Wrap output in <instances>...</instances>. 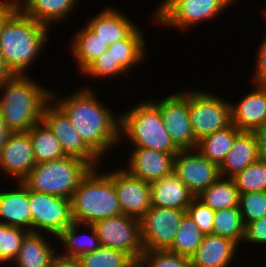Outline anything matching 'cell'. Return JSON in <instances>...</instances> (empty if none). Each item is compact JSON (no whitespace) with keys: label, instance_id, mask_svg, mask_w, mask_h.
<instances>
[{"label":"cell","instance_id":"obj_48","mask_svg":"<svg viewBox=\"0 0 266 267\" xmlns=\"http://www.w3.org/2000/svg\"><path fill=\"white\" fill-rule=\"evenodd\" d=\"M17 10H20L29 0H8Z\"/></svg>","mask_w":266,"mask_h":267},{"label":"cell","instance_id":"obj_32","mask_svg":"<svg viewBox=\"0 0 266 267\" xmlns=\"http://www.w3.org/2000/svg\"><path fill=\"white\" fill-rule=\"evenodd\" d=\"M244 233L245 224L243 222L239 207L215 211L213 219V234L234 241L241 250Z\"/></svg>","mask_w":266,"mask_h":267},{"label":"cell","instance_id":"obj_14","mask_svg":"<svg viewBox=\"0 0 266 267\" xmlns=\"http://www.w3.org/2000/svg\"><path fill=\"white\" fill-rule=\"evenodd\" d=\"M173 172L195 197L220 177L219 166L197 149L180 150L174 157Z\"/></svg>","mask_w":266,"mask_h":267},{"label":"cell","instance_id":"obj_36","mask_svg":"<svg viewBox=\"0 0 266 267\" xmlns=\"http://www.w3.org/2000/svg\"><path fill=\"white\" fill-rule=\"evenodd\" d=\"M81 75L90 78L102 79H118L128 73L114 60L111 53L107 50L104 54H101L96 60H94L82 73Z\"/></svg>","mask_w":266,"mask_h":267},{"label":"cell","instance_id":"obj_9","mask_svg":"<svg viewBox=\"0 0 266 267\" xmlns=\"http://www.w3.org/2000/svg\"><path fill=\"white\" fill-rule=\"evenodd\" d=\"M149 99L159 108L163 124L180 150L196 149L198 141L192 130L188 107V88L177 90L158 100ZM156 99V100H155Z\"/></svg>","mask_w":266,"mask_h":267},{"label":"cell","instance_id":"obj_8","mask_svg":"<svg viewBox=\"0 0 266 267\" xmlns=\"http://www.w3.org/2000/svg\"><path fill=\"white\" fill-rule=\"evenodd\" d=\"M197 89V90H196ZM188 88V107L195 139L223 130L232 124L230 100L205 89Z\"/></svg>","mask_w":266,"mask_h":267},{"label":"cell","instance_id":"obj_19","mask_svg":"<svg viewBox=\"0 0 266 267\" xmlns=\"http://www.w3.org/2000/svg\"><path fill=\"white\" fill-rule=\"evenodd\" d=\"M121 11L117 7L106 6L95 16H90L88 21L86 18L85 24L110 46L125 39L138 26L129 15Z\"/></svg>","mask_w":266,"mask_h":267},{"label":"cell","instance_id":"obj_26","mask_svg":"<svg viewBox=\"0 0 266 267\" xmlns=\"http://www.w3.org/2000/svg\"><path fill=\"white\" fill-rule=\"evenodd\" d=\"M72 39L69 49L79 74L109 48L86 24L74 32Z\"/></svg>","mask_w":266,"mask_h":267},{"label":"cell","instance_id":"obj_22","mask_svg":"<svg viewBox=\"0 0 266 267\" xmlns=\"http://www.w3.org/2000/svg\"><path fill=\"white\" fill-rule=\"evenodd\" d=\"M46 235L45 233L29 232L12 265L14 264V267H49L52 258L60 248H57L58 244H54L57 242L51 244L52 238L55 241L56 237Z\"/></svg>","mask_w":266,"mask_h":267},{"label":"cell","instance_id":"obj_27","mask_svg":"<svg viewBox=\"0 0 266 267\" xmlns=\"http://www.w3.org/2000/svg\"><path fill=\"white\" fill-rule=\"evenodd\" d=\"M78 3V0H29L20 10L51 29L72 15Z\"/></svg>","mask_w":266,"mask_h":267},{"label":"cell","instance_id":"obj_33","mask_svg":"<svg viewBox=\"0 0 266 267\" xmlns=\"http://www.w3.org/2000/svg\"><path fill=\"white\" fill-rule=\"evenodd\" d=\"M204 234L186 213L177 229L172 245L168 251L191 257L202 243Z\"/></svg>","mask_w":266,"mask_h":267},{"label":"cell","instance_id":"obj_51","mask_svg":"<svg viewBox=\"0 0 266 267\" xmlns=\"http://www.w3.org/2000/svg\"><path fill=\"white\" fill-rule=\"evenodd\" d=\"M263 11H264L263 13H264L265 18H266V9L265 10L263 9ZM265 37H266V35H265Z\"/></svg>","mask_w":266,"mask_h":267},{"label":"cell","instance_id":"obj_18","mask_svg":"<svg viewBox=\"0 0 266 267\" xmlns=\"http://www.w3.org/2000/svg\"><path fill=\"white\" fill-rule=\"evenodd\" d=\"M254 89L230 101L231 122L240 131L253 132L266 122V86L254 84ZM233 103V104H232Z\"/></svg>","mask_w":266,"mask_h":267},{"label":"cell","instance_id":"obj_50","mask_svg":"<svg viewBox=\"0 0 266 267\" xmlns=\"http://www.w3.org/2000/svg\"><path fill=\"white\" fill-rule=\"evenodd\" d=\"M8 225L4 224L3 222H0V246H1V232L4 231V229L7 227Z\"/></svg>","mask_w":266,"mask_h":267},{"label":"cell","instance_id":"obj_38","mask_svg":"<svg viewBox=\"0 0 266 267\" xmlns=\"http://www.w3.org/2000/svg\"><path fill=\"white\" fill-rule=\"evenodd\" d=\"M139 261L144 267H192L190 257L168 250H144Z\"/></svg>","mask_w":266,"mask_h":267},{"label":"cell","instance_id":"obj_12","mask_svg":"<svg viewBox=\"0 0 266 267\" xmlns=\"http://www.w3.org/2000/svg\"><path fill=\"white\" fill-rule=\"evenodd\" d=\"M186 210L151 206L140 218L144 250H167L173 243Z\"/></svg>","mask_w":266,"mask_h":267},{"label":"cell","instance_id":"obj_39","mask_svg":"<svg viewBox=\"0 0 266 267\" xmlns=\"http://www.w3.org/2000/svg\"><path fill=\"white\" fill-rule=\"evenodd\" d=\"M239 210L244 224L266 216V192L240 194Z\"/></svg>","mask_w":266,"mask_h":267},{"label":"cell","instance_id":"obj_31","mask_svg":"<svg viewBox=\"0 0 266 267\" xmlns=\"http://www.w3.org/2000/svg\"><path fill=\"white\" fill-rule=\"evenodd\" d=\"M196 197L205 205L217 211L239 207L240 192L232 178L219 177Z\"/></svg>","mask_w":266,"mask_h":267},{"label":"cell","instance_id":"obj_45","mask_svg":"<svg viewBox=\"0 0 266 267\" xmlns=\"http://www.w3.org/2000/svg\"><path fill=\"white\" fill-rule=\"evenodd\" d=\"M16 10L8 0H0V31L4 23Z\"/></svg>","mask_w":266,"mask_h":267},{"label":"cell","instance_id":"obj_3","mask_svg":"<svg viewBox=\"0 0 266 267\" xmlns=\"http://www.w3.org/2000/svg\"><path fill=\"white\" fill-rule=\"evenodd\" d=\"M51 29L16 10L0 31V51L14 75H29L40 57Z\"/></svg>","mask_w":266,"mask_h":267},{"label":"cell","instance_id":"obj_24","mask_svg":"<svg viewBox=\"0 0 266 267\" xmlns=\"http://www.w3.org/2000/svg\"><path fill=\"white\" fill-rule=\"evenodd\" d=\"M261 158L253 132L242 131L219 166L220 177L232 178Z\"/></svg>","mask_w":266,"mask_h":267},{"label":"cell","instance_id":"obj_35","mask_svg":"<svg viewBox=\"0 0 266 267\" xmlns=\"http://www.w3.org/2000/svg\"><path fill=\"white\" fill-rule=\"evenodd\" d=\"M232 179L240 194L266 192V159L251 163Z\"/></svg>","mask_w":266,"mask_h":267},{"label":"cell","instance_id":"obj_46","mask_svg":"<svg viewBox=\"0 0 266 267\" xmlns=\"http://www.w3.org/2000/svg\"><path fill=\"white\" fill-rule=\"evenodd\" d=\"M14 74L7 67L4 57L0 51V83L5 82L8 79H11Z\"/></svg>","mask_w":266,"mask_h":267},{"label":"cell","instance_id":"obj_23","mask_svg":"<svg viewBox=\"0 0 266 267\" xmlns=\"http://www.w3.org/2000/svg\"><path fill=\"white\" fill-rule=\"evenodd\" d=\"M151 206L186 210L194 194L173 172L169 176L150 183Z\"/></svg>","mask_w":266,"mask_h":267},{"label":"cell","instance_id":"obj_21","mask_svg":"<svg viewBox=\"0 0 266 267\" xmlns=\"http://www.w3.org/2000/svg\"><path fill=\"white\" fill-rule=\"evenodd\" d=\"M238 248V245L228 238L213 233L204 235L202 243L190 257L191 266L229 267L237 258Z\"/></svg>","mask_w":266,"mask_h":267},{"label":"cell","instance_id":"obj_17","mask_svg":"<svg viewBox=\"0 0 266 267\" xmlns=\"http://www.w3.org/2000/svg\"><path fill=\"white\" fill-rule=\"evenodd\" d=\"M123 167L131 175L147 183L158 181L173 173L176 154L164 153L150 148H132Z\"/></svg>","mask_w":266,"mask_h":267},{"label":"cell","instance_id":"obj_11","mask_svg":"<svg viewBox=\"0 0 266 267\" xmlns=\"http://www.w3.org/2000/svg\"><path fill=\"white\" fill-rule=\"evenodd\" d=\"M103 247L114 248L129 254L135 261L144 251L138 218L120 214L92 223Z\"/></svg>","mask_w":266,"mask_h":267},{"label":"cell","instance_id":"obj_13","mask_svg":"<svg viewBox=\"0 0 266 267\" xmlns=\"http://www.w3.org/2000/svg\"><path fill=\"white\" fill-rule=\"evenodd\" d=\"M42 120L59 140L66 156L79 158L92 168L103 165L105 159L102 162V159L83 141L69 118L52 100L44 107Z\"/></svg>","mask_w":266,"mask_h":267},{"label":"cell","instance_id":"obj_20","mask_svg":"<svg viewBox=\"0 0 266 267\" xmlns=\"http://www.w3.org/2000/svg\"><path fill=\"white\" fill-rule=\"evenodd\" d=\"M14 183V189L0 190V222L32 232L29 189L21 181Z\"/></svg>","mask_w":266,"mask_h":267},{"label":"cell","instance_id":"obj_42","mask_svg":"<svg viewBox=\"0 0 266 267\" xmlns=\"http://www.w3.org/2000/svg\"><path fill=\"white\" fill-rule=\"evenodd\" d=\"M257 47L256 63L254 66L253 78L254 84L266 86V37L264 36L263 40Z\"/></svg>","mask_w":266,"mask_h":267},{"label":"cell","instance_id":"obj_4","mask_svg":"<svg viewBox=\"0 0 266 267\" xmlns=\"http://www.w3.org/2000/svg\"><path fill=\"white\" fill-rule=\"evenodd\" d=\"M119 116L120 143L125 138L131 148H150L169 154H177L180 151L163 124L159 108L149 97Z\"/></svg>","mask_w":266,"mask_h":267},{"label":"cell","instance_id":"obj_1","mask_svg":"<svg viewBox=\"0 0 266 267\" xmlns=\"http://www.w3.org/2000/svg\"><path fill=\"white\" fill-rule=\"evenodd\" d=\"M82 87L62 98L52 90L51 100L69 118L83 141L103 159L120 144V116L99 100L91 86Z\"/></svg>","mask_w":266,"mask_h":267},{"label":"cell","instance_id":"obj_16","mask_svg":"<svg viewBox=\"0 0 266 267\" xmlns=\"http://www.w3.org/2000/svg\"><path fill=\"white\" fill-rule=\"evenodd\" d=\"M36 161L28 132H11L0 151V170L13 181H22Z\"/></svg>","mask_w":266,"mask_h":267},{"label":"cell","instance_id":"obj_5","mask_svg":"<svg viewBox=\"0 0 266 267\" xmlns=\"http://www.w3.org/2000/svg\"><path fill=\"white\" fill-rule=\"evenodd\" d=\"M99 169L102 167L92 168L73 192L70 201L74 222L92 224L122 214L113 180Z\"/></svg>","mask_w":266,"mask_h":267},{"label":"cell","instance_id":"obj_2","mask_svg":"<svg viewBox=\"0 0 266 267\" xmlns=\"http://www.w3.org/2000/svg\"><path fill=\"white\" fill-rule=\"evenodd\" d=\"M29 75H14L0 83V115L11 132H27L42 120L51 91ZM4 91V92H3Z\"/></svg>","mask_w":266,"mask_h":267},{"label":"cell","instance_id":"obj_6","mask_svg":"<svg viewBox=\"0 0 266 267\" xmlns=\"http://www.w3.org/2000/svg\"><path fill=\"white\" fill-rule=\"evenodd\" d=\"M91 169L87 162L76 157L65 156L36 163L21 182L30 191L71 199L78 184Z\"/></svg>","mask_w":266,"mask_h":267},{"label":"cell","instance_id":"obj_34","mask_svg":"<svg viewBox=\"0 0 266 267\" xmlns=\"http://www.w3.org/2000/svg\"><path fill=\"white\" fill-rule=\"evenodd\" d=\"M80 267H129L135 260L126 252L101 246L78 258Z\"/></svg>","mask_w":266,"mask_h":267},{"label":"cell","instance_id":"obj_49","mask_svg":"<svg viewBox=\"0 0 266 267\" xmlns=\"http://www.w3.org/2000/svg\"><path fill=\"white\" fill-rule=\"evenodd\" d=\"M129 267H144L143 264L138 260L134 261Z\"/></svg>","mask_w":266,"mask_h":267},{"label":"cell","instance_id":"obj_41","mask_svg":"<svg viewBox=\"0 0 266 267\" xmlns=\"http://www.w3.org/2000/svg\"><path fill=\"white\" fill-rule=\"evenodd\" d=\"M243 243L266 246V216L245 224Z\"/></svg>","mask_w":266,"mask_h":267},{"label":"cell","instance_id":"obj_10","mask_svg":"<svg viewBox=\"0 0 266 267\" xmlns=\"http://www.w3.org/2000/svg\"><path fill=\"white\" fill-rule=\"evenodd\" d=\"M29 203L32 214V232L57 237L74 221L71 201L60 196L38 193L29 190Z\"/></svg>","mask_w":266,"mask_h":267},{"label":"cell","instance_id":"obj_40","mask_svg":"<svg viewBox=\"0 0 266 267\" xmlns=\"http://www.w3.org/2000/svg\"><path fill=\"white\" fill-rule=\"evenodd\" d=\"M186 213L196 223L204 235L213 233L215 211L195 197L186 209Z\"/></svg>","mask_w":266,"mask_h":267},{"label":"cell","instance_id":"obj_47","mask_svg":"<svg viewBox=\"0 0 266 267\" xmlns=\"http://www.w3.org/2000/svg\"><path fill=\"white\" fill-rule=\"evenodd\" d=\"M10 133L11 131L7 128L6 124L4 123L0 115V151Z\"/></svg>","mask_w":266,"mask_h":267},{"label":"cell","instance_id":"obj_25","mask_svg":"<svg viewBox=\"0 0 266 267\" xmlns=\"http://www.w3.org/2000/svg\"><path fill=\"white\" fill-rule=\"evenodd\" d=\"M56 239V242L58 241L60 246H63V248L57 252L61 255L74 258H79L102 246L92 224L73 222L70 226L65 228Z\"/></svg>","mask_w":266,"mask_h":267},{"label":"cell","instance_id":"obj_44","mask_svg":"<svg viewBox=\"0 0 266 267\" xmlns=\"http://www.w3.org/2000/svg\"><path fill=\"white\" fill-rule=\"evenodd\" d=\"M261 158L266 159V122L253 131Z\"/></svg>","mask_w":266,"mask_h":267},{"label":"cell","instance_id":"obj_28","mask_svg":"<svg viewBox=\"0 0 266 267\" xmlns=\"http://www.w3.org/2000/svg\"><path fill=\"white\" fill-rule=\"evenodd\" d=\"M145 30L137 26L125 39L109 46L108 51L115 61L129 74L132 69L146 60L148 46L144 39ZM146 57V58H145Z\"/></svg>","mask_w":266,"mask_h":267},{"label":"cell","instance_id":"obj_15","mask_svg":"<svg viewBox=\"0 0 266 267\" xmlns=\"http://www.w3.org/2000/svg\"><path fill=\"white\" fill-rule=\"evenodd\" d=\"M104 171L114 182L122 214L140 218L151 207L150 183L118 168Z\"/></svg>","mask_w":266,"mask_h":267},{"label":"cell","instance_id":"obj_37","mask_svg":"<svg viewBox=\"0 0 266 267\" xmlns=\"http://www.w3.org/2000/svg\"><path fill=\"white\" fill-rule=\"evenodd\" d=\"M29 233L26 229L7 226L1 232V246H0V266L9 265L16 258L18 251L22 245L23 240Z\"/></svg>","mask_w":266,"mask_h":267},{"label":"cell","instance_id":"obj_29","mask_svg":"<svg viewBox=\"0 0 266 267\" xmlns=\"http://www.w3.org/2000/svg\"><path fill=\"white\" fill-rule=\"evenodd\" d=\"M241 132L234 124H231L223 130L201 138L196 149L208 160L220 166Z\"/></svg>","mask_w":266,"mask_h":267},{"label":"cell","instance_id":"obj_30","mask_svg":"<svg viewBox=\"0 0 266 267\" xmlns=\"http://www.w3.org/2000/svg\"><path fill=\"white\" fill-rule=\"evenodd\" d=\"M27 132L32 142L36 163L52 161L66 156L59 140L43 120L37 122Z\"/></svg>","mask_w":266,"mask_h":267},{"label":"cell","instance_id":"obj_43","mask_svg":"<svg viewBox=\"0 0 266 267\" xmlns=\"http://www.w3.org/2000/svg\"><path fill=\"white\" fill-rule=\"evenodd\" d=\"M49 267H80V263L78 258L61 255L57 252Z\"/></svg>","mask_w":266,"mask_h":267},{"label":"cell","instance_id":"obj_7","mask_svg":"<svg viewBox=\"0 0 266 267\" xmlns=\"http://www.w3.org/2000/svg\"><path fill=\"white\" fill-rule=\"evenodd\" d=\"M162 1V2H161ZM153 10L156 24L187 32L205 21H212L224 14L236 0H161ZM220 14V15H219ZM216 17V18H215ZM164 25V26H163ZM192 27V28H191Z\"/></svg>","mask_w":266,"mask_h":267}]
</instances>
